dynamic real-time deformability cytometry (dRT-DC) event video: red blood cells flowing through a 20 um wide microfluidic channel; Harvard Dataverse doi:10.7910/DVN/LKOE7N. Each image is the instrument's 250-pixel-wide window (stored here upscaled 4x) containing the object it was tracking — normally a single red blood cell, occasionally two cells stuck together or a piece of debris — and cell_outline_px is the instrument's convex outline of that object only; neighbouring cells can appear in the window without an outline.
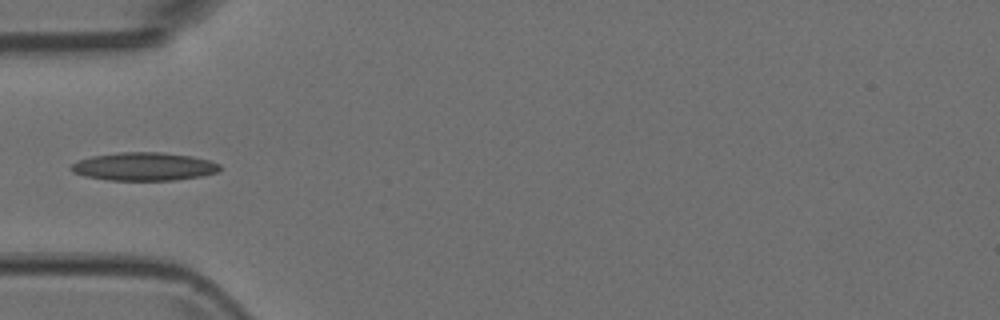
{"species": "Egyptian fruit bat (a non-hibernating species)", "species_latin": "Rousettus aegyptiacus", "temperature_condition": "room temperature", "stored_images_in_passage": 5, "camera_frame_rate_fps": 3000, "um_per_image_px": 0.085, "animal": {"sex": "female"}, "frame": {"image": 1, "passage_image": 5, "time_ms": 1.333, "image_size_px": [1000, 320], "cell_outline_px": [[220, 168], [216, 172], [200, 176], [176, 180], [108, 180], [84, 176], [72, 172], [68, 168], [72, 164], [80, 160], [92, 156], [120, 152], [164, 152], [192, 156], [208, 160], [220, 164]], "centroid_in_image_um": [12.21, 14.15], "position_along_channel_um": 72.8, "area_um2": 24.39}}